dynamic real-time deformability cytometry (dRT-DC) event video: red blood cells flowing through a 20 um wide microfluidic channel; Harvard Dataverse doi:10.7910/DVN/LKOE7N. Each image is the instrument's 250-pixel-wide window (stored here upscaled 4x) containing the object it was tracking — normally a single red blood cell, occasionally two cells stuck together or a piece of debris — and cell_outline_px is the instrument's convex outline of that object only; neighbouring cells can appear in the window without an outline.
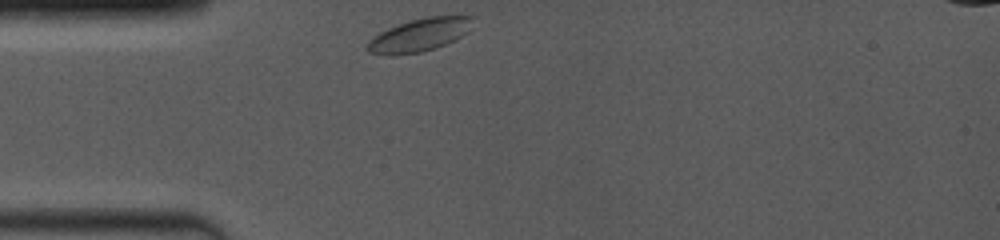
{"species": "common noctule bat (a hibernating species)", "species_latin": "Nyctalus noctula", "temperature_condition": "room temperature", "stored_images_in_passage": 36, "camera_frame_rate_fps": 4000, "um_per_image_px": 0.085, "animal": {"sex": "female", "body_mass_g": 19.0, "forearm_length_mm": 53.3}, "frame": {"image": 1, "passage_image": 1, "time_ms": 0.0, "image_size_px": [1000, 240], "cell_outline_px": [[476, 16], [468, 32], [436, 48], [420, 52], [368, 52], [364, 48], [368, 40], [372, 36], [388, 28], [424, 16]], "centroid_in_image_um": [35.7, 2.92], "position_along_channel_um": 49.3, "area_um2": 19.59}}
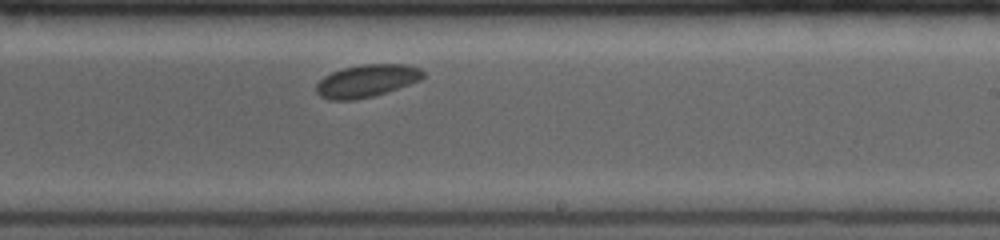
{"frame": {"image": 2, "passage_image": 21, "time_ms": 5.75, "image_size_px": [1000, 240], "cell_outline_px": [[424, 76], [420, 80], [372, 96], [352, 100], [328, 100], [320, 96], [316, 92], [316, 84], [324, 76], [332, 72], [344, 68], [364, 64], [404, 64], [420, 68], [424, 72]], "centroid_in_image_um": [31.14, 6.87], "position_along_channel_um": 257.9, "area_um2": 20.0}}
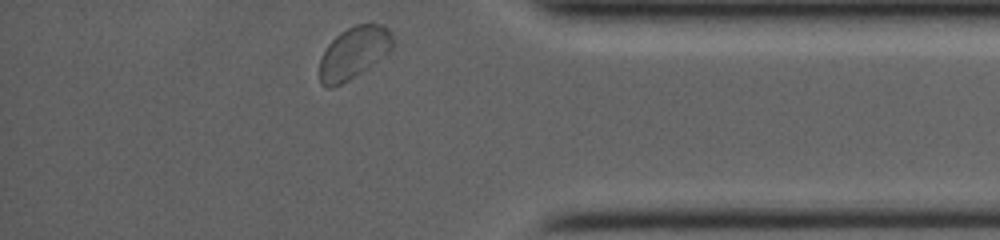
{"frame": {"image": 3, "passage_image": 36, "time_ms": 9.75, "image_size_px": [1000, 240], "cell_outline_px": [[392, 48], [388, 52], [360, 72], [348, 80], [332, 88], [328, 88], [320, 84], [320, 60], [328, 44], [340, 32], [356, 24], [380, 24], [388, 28], [392, 32]], "centroid_in_image_um": [30.05, 4.47], "position_along_channel_um": 405.2, "area_um2": 21.73}}